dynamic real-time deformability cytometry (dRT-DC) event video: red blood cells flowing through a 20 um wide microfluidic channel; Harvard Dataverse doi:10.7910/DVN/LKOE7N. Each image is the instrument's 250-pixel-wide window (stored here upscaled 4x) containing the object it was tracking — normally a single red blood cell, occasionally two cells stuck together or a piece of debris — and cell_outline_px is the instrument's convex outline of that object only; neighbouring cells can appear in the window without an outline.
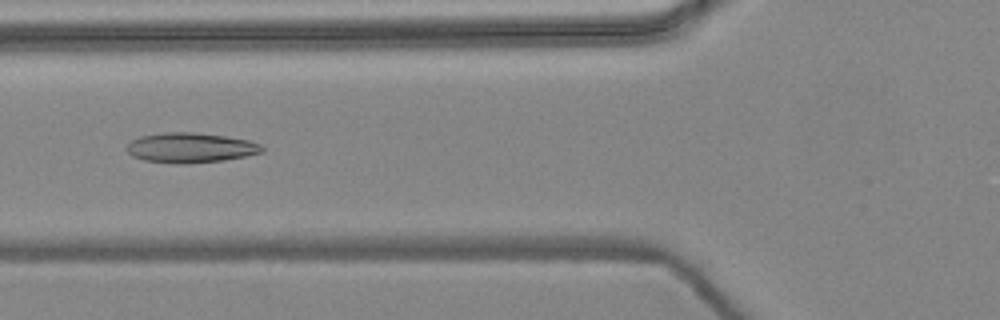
{"species": "common noctule bat (a hibernating species)", "species_latin": "Nyctalus noctula", "temperature_condition": "warm", "stored_images_in_passage": 8, "camera_frame_rate_fps": 3000, "um_per_image_px": 0.085, "animal": {"sex": "female", "body_mass_g": 24.6, "forearm_length_mm": 56.2}, "frame": {"image": 1, "passage_image": 6, "time_ms": 1.667, "image_size_px": [1000, 320], "cell_outline_px": [[264, 152], [224, 160], [188, 164], [180, 164], [144, 160], [132, 156], [128, 152], [128, 144], [132, 140], [140, 136], [164, 132], [192, 132], [224, 136], [248, 140], [260, 144], [264, 148]], "centroid_in_image_um": [16.2, 12.56], "position_along_channel_um": 109.6, "area_um2": 23.52}}
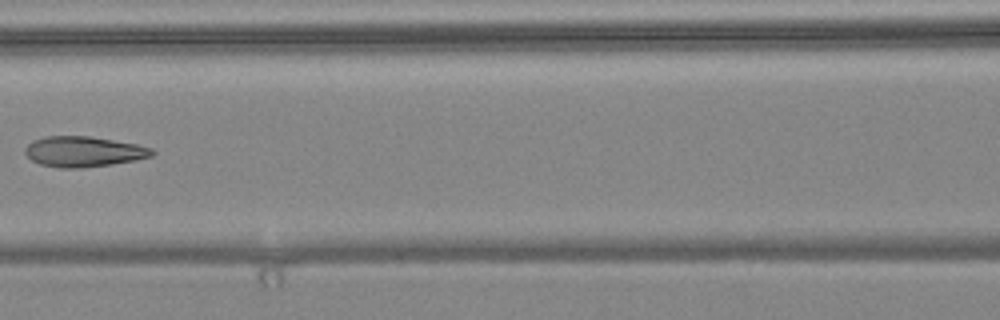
{"frame": {"image": 2, "passage_image": 7, "time_ms": 2.0, "image_size_px": [1000, 320], "cell_outline_px": [[156, 152], [152, 156], [136, 160], [112, 164], [84, 168], [60, 168], [40, 164], [32, 160], [24, 152], [24, 148], [32, 140], [44, 136], [88, 136], [136, 144], [152, 148]], "centroid_in_image_um": [7.09, 12.89], "position_along_channel_um": 159.5, "area_um2": 22.6}}
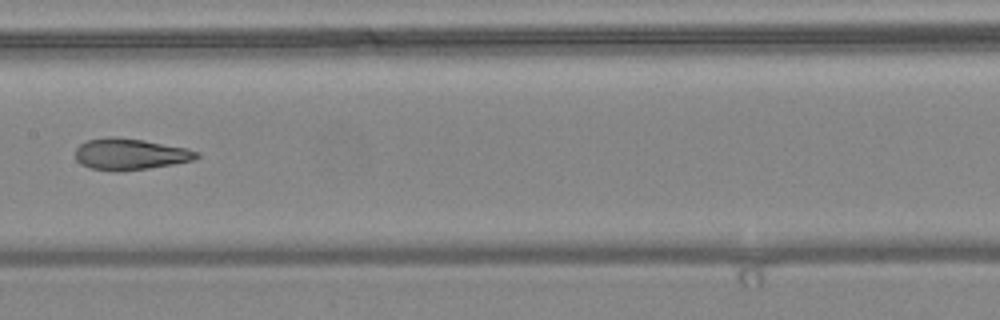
{"frame": {"image": 3, "passage_image": 8, "time_ms": 2.333, "image_size_px": [1000, 320], "cell_outline_px": [[200, 156], [196, 160], [148, 168], [120, 172], [116, 172], [92, 168], [80, 164], [76, 160], [76, 148], [80, 144], [88, 140], [108, 136], [112, 136], [144, 140], [188, 148], [200, 152]], "centroid_in_image_um": [11.08, 13.1], "position_along_channel_um": 196.3, "area_um2": 22.37}}